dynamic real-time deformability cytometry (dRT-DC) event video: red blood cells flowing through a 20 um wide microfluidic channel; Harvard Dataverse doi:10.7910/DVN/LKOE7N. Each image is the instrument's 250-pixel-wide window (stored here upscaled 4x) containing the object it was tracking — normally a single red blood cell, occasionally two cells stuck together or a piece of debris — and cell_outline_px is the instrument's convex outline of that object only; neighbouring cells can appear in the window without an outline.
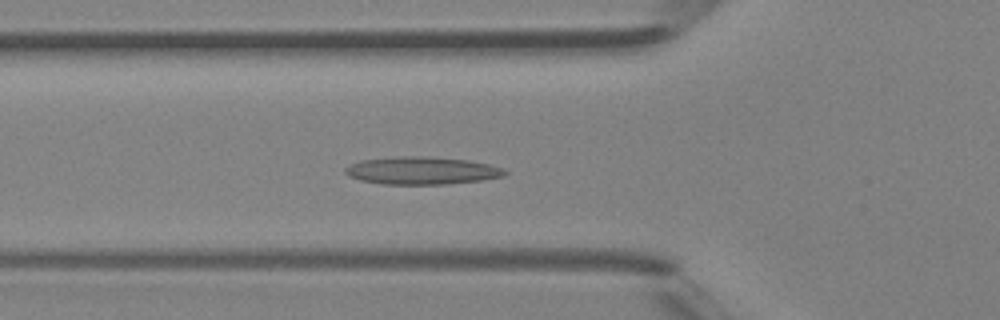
{"species": "Egyptian fruit bat (a non-hibernating species)", "species_latin": "Rousettus aegyptiacus", "temperature_condition": "room temperature", "stored_images_in_passage": 33, "camera_frame_rate_fps": 3000, "um_per_image_px": 0.085, "animal": {"sex": "female"}, "frame": {"image": 1, "passage_image": 3, "time_ms": 0.667, "image_size_px": [1000, 320], "cell_outline_px": [[508, 172], [504, 176], [480, 180], [448, 184], [384, 184], [360, 180], [348, 176], [344, 172], [344, 168], [348, 164], [360, 160], [392, 156], [428, 156], [468, 160], [488, 164], [500, 168]], "centroid_in_image_um": [35.78, 14.49], "position_along_channel_um": 90.0, "area_um2": 25.84}}
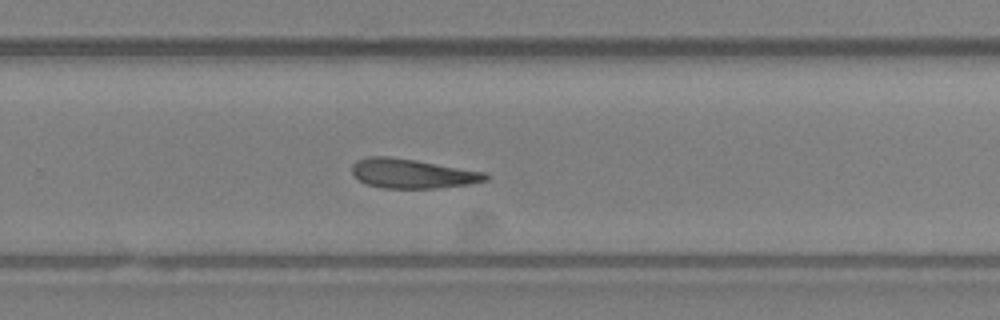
{"frame": {"image": 2, "passage_image": 17, "time_ms": 5.333, "image_size_px": [1000, 320], "cell_outline_px": [[488, 180], [468, 184], [436, 188], [380, 188], [368, 184], [360, 180], [352, 172], [352, 164], [356, 160], [368, 156], [388, 156], [416, 160], [484, 172], [488, 176]], "centroid_in_image_um": [35.01, 14.75], "position_along_channel_um": 294.8, "area_um2": 22.72}}
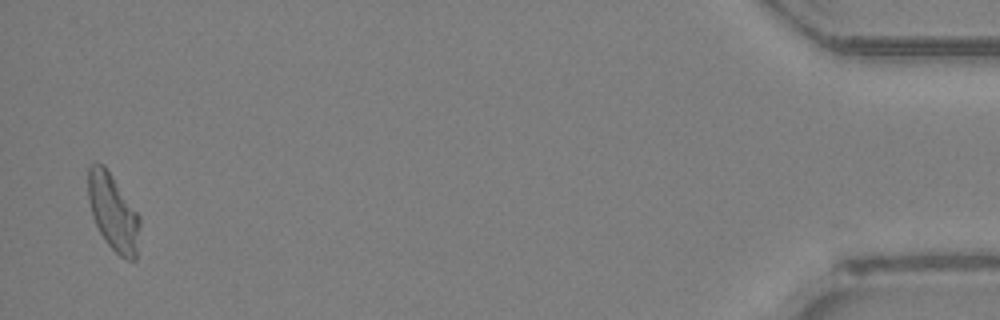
{"frame": {"image": 3, "passage_image": 32, "time_ms": 10.333, "image_size_px": [1000, 320], "cell_outline_px": [[140, 224], [136, 260], [128, 260], [120, 256], [108, 244], [100, 232], [92, 216], [88, 196], [88, 168], [92, 164], [104, 164], [140, 216]], "centroid_in_image_um": [9.63, 18.05], "position_along_channel_um": 425.6, "area_um2": 22.83}, "authors_computed_cell_mechanics": {"area_um2": 22.7732, "velocity_mm_per_s": 4.3935, "shape_relaxation_time_tau1_ms": null, "shape_relaxation_time_tau2_ms": 6.1225, "deformation_change_tau1": null, "deformation_change_tau2": 0.2379}}